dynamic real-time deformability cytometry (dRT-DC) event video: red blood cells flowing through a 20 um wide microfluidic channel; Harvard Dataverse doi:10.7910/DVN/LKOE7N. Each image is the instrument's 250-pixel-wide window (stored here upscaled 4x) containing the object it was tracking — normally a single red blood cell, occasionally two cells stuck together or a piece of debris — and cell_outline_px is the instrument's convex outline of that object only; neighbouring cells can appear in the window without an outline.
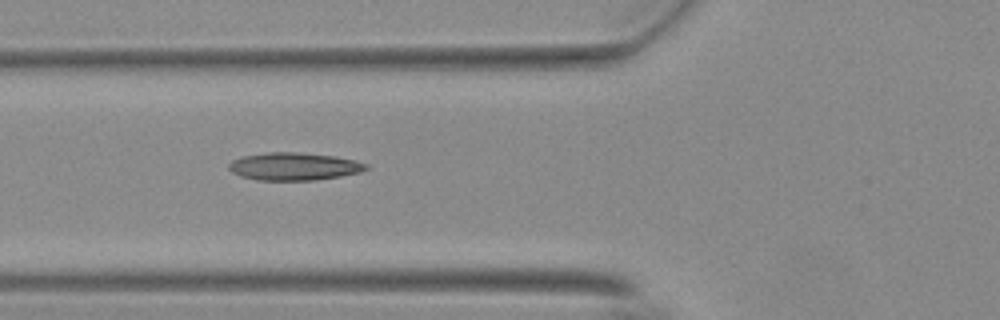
{"species": "Egyptian fruit bat (a non-hibernating species)", "species_latin": "Rousettus aegyptiacus", "temperature_condition": "warm", "stored_images_in_passage": 24, "camera_frame_rate_fps": 3000, "um_per_image_px": 0.085, "animal": {"sex": "female"}, "frame": {"image": 1, "passage_image": 21, "time_ms": 6.667, "image_size_px": [1000, 320], "cell_outline_px": [[368, 168], [360, 172], [340, 176], [316, 180], [256, 180], [240, 176], [232, 172], [228, 168], [228, 164], [232, 160], [240, 156], [268, 152], [300, 152], [332, 156], [356, 160], [368, 164]], "centroid_in_image_um": [24.96, 14.14], "position_along_channel_um": 100.8, "area_um2": 22.25}}
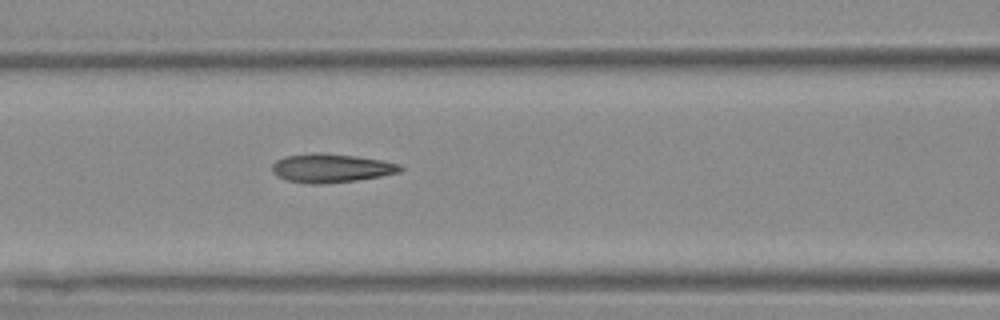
{"frame": {"image": 2, "passage_image": 24, "time_ms": 7.667, "image_size_px": [1000, 320], "cell_outline_px": [[404, 168], [400, 172], [380, 176], [356, 180], [320, 184], [308, 184], [288, 180], [272, 172], [272, 164], [276, 160], [284, 156], [316, 152], [320, 152], [356, 156], [380, 160], [400, 164]], "centroid_in_image_um": [28.14, 14.28], "position_along_channel_um": 138.5, "area_um2": 21.39}}